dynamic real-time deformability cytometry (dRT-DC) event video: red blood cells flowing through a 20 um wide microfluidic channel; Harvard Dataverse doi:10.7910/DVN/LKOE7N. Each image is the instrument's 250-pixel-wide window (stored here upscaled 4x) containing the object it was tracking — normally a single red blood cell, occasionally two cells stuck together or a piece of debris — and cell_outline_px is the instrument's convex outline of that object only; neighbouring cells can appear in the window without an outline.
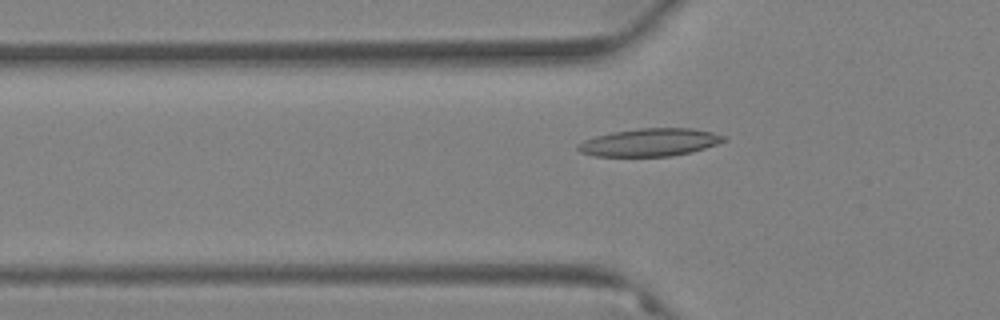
{"species": "Egyptian fruit bat (a non-hibernating species)", "species_latin": "Rousettus aegyptiacus", "temperature_condition": "warm", "stored_images_in_passage": 48, "camera_frame_rate_fps": 3000, "um_per_image_px": 0.085, "animal": {"sex": "female"}, "frame": {"image": 1, "passage_image": 9, "time_ms": 2.667, "image_size_px": [1000, 320], "cell_outline_px": [[728, 140], [704, 148], [688, 152], [668, 156], [592, 156], [580, 152], [576, 148], [576, 144], [584, 140], [596, 136], [612, 132], [640, 128], [692, 128], [712, 132], [724, 136]], "centroid_in_image_um": [55.19, 12.09], "position_along_channel_um": 70.6, "area_um2": 23.47}}
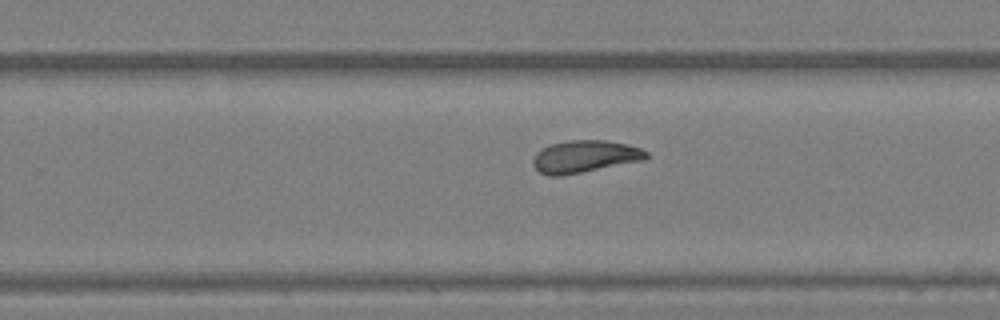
{"frame": {"image": 2, "passage_image": 27, "time_ms": 8.667, "image_size_px": [1000, 320], "cell_outline_px": [[648, 156], [644, 160], [560, 176], [548, 176], [540, 172], [532, 164], [532, 160], [536, 152], [552, 144], [568, 140], [604, 140], [628, 144], [640, 148], [648, 152]], "centroid_in_image_um": [49.7, 13.3], "position_along_channel_um": 280.1, "area_um2": 21.15}}
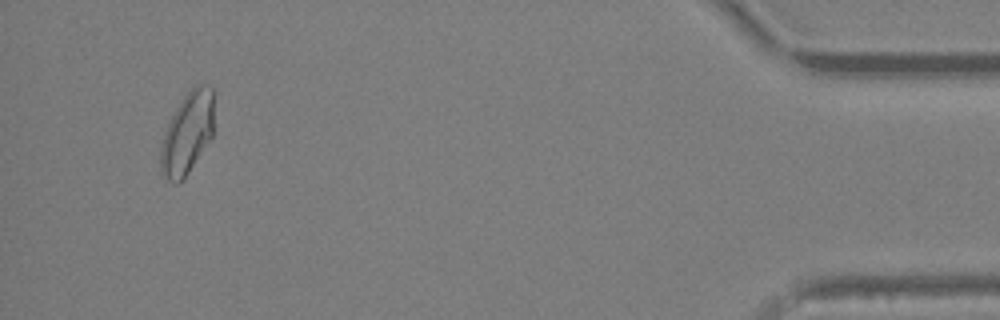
{"frame": {"image": 3, "passage_image": 45, "time_ms": 14.667, "image_size_px": [1000, 320], "cell_outline_px": [[216, 92], [212, 136], [188, 172], [176, 184], [168, 180], [160, 172], [160, 148], [164, 132], [176, 108], [184, 96], [196, 84], [204, 84], [212, 88]], "centroid_in_image_um": [15.95, 11.26], "position_along_channel_um": 419.3, "area_um2": 25.55}, "authors_computed_cell_mechanics": {"area_um2": 21.7039, "velocity_mm_per_s": 3.5027, "shape_relaxation_time_tau1_ms": 6.1348, "shape_relaxation_time_tau2_ms": 3.2347, "deformation_change_tau1": 0.1705, "deformation_change_tau2": 0.0793}}